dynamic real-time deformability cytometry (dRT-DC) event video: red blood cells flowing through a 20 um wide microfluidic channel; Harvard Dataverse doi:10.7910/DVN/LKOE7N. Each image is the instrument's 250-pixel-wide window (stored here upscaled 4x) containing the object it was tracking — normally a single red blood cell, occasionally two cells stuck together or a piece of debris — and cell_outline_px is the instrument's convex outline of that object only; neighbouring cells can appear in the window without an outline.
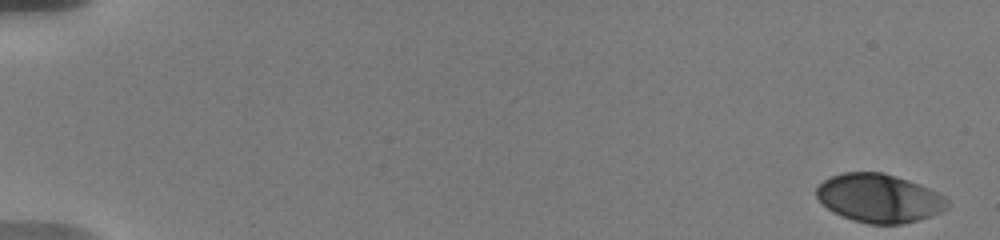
{"species": "human", "species_latin": "Homo sapiens", "temperature_condition": "warm", "stored_images_in_passage": 46, "camera_frame_rate_fps": 3000, "um_per_image_px": 0.085, "donor": {"sex": "male"}, "frame": {"image": 1, "passage_image": 1, "time_ms": 0.0, "image_size_px": [1000, 240], "cell_outline_px": [[948, 208], [940, 212], [916, 220], [900, 224], [868, 224], [852, 220], [832, 212], [816, 196], [816, 188], [824, 180], [832, 176], [844, 172], [884, 172], [908, 180], [928, 188], [944, 196], [948, 200]], "centroid_in_image_um": [74.71, 16.84], "position_along_channel_um": 10.3, "area_um2": 36.76}}
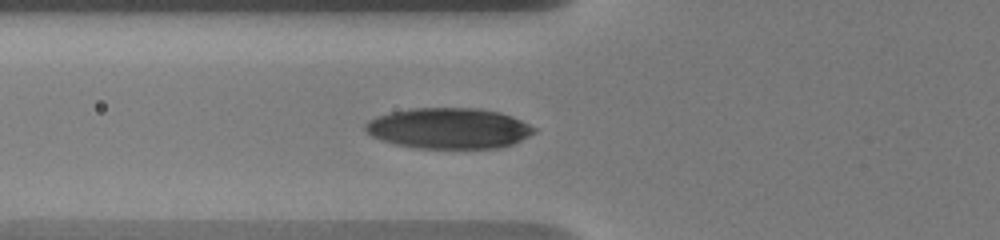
{"frame": {"image": 2, "passage_image": 33, "time_ms": 7.0, "image_size_px": [1000, 240], "cell_outline_px": [[536, 132], [512, 144], [500, 148], [416, 148], [396, 144], [372, 136], [364, 128], [364, 124], [368, 120], [376, 116], [392, 112], [412, 108], [480, 108], [500, 112], [512, 116], [536, 128]], "centroid_in_image_um": [38.16, 10.9], "position_along_channel_um": 87.6, "area_um2": 40.0}}
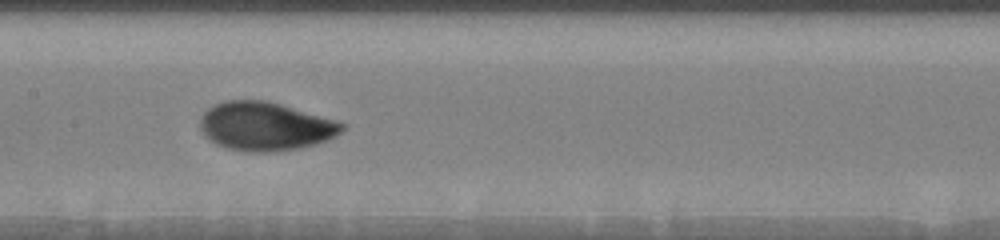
{"frame": {"image": 3, "passage_image": 45, "time_ms": 9.667, "image_size_px": [1000, 240], "cell_outline_px": [[348, 124], [336, 136], [328, 140], [316, 144], [300, 148], [272, 152], [248, 152], [224, 148], [216, 144], [204, 136], [200, 128], [200, 120], [204, 112], [212, 104], [224, 100], [268, 100], [336, 120]], "centroid_in_image_um": [22.54, 10.74], "position_along_channel_um": 184.9, "area_um2": 40.69}}